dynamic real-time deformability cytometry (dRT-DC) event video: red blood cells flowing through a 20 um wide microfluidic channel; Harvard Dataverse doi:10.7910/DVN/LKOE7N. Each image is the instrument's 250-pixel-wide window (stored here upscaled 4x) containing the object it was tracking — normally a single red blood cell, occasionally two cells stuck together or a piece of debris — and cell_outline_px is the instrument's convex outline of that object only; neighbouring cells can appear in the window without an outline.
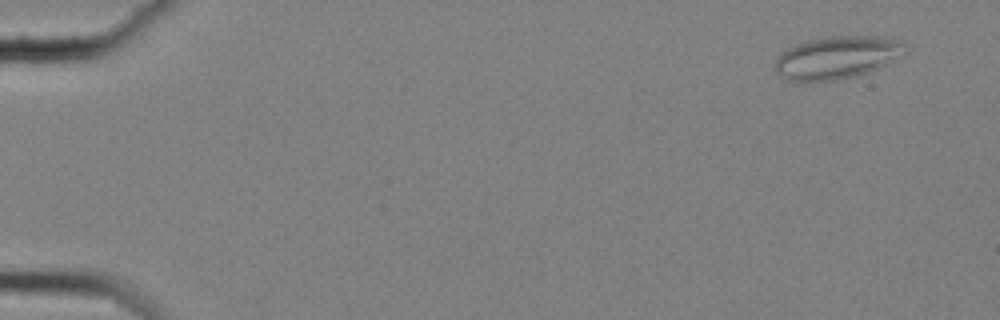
{"species": "common noctule bat (a hibernating species)", "species_latin": "Nyctalus noctula", "temperature_condition": "cold", "stored_images_in_passage": 59, "camera_frame_rate_fps": 3000, "um_per_image_px": 0.085, "animal": {"sex": "female", "body_mass_g": 25.1}, "frame": {"image": 1, "passage_image": 4, "time_ms": 1.0, "image_size_px": [1000, 320], "cell_outline_px": [[908, 52], [868, 72], [856, 76], [836, 80], [788, 80], [780, 76], [776, 72], [776, 60], [780, 52], [804, 40], [828, 36], [876, 36], [904, 40]], "centroid_in_image_um": [71.16, 4.85], "position_along_channel_um": 13.8, "area_um2": 32.31}}
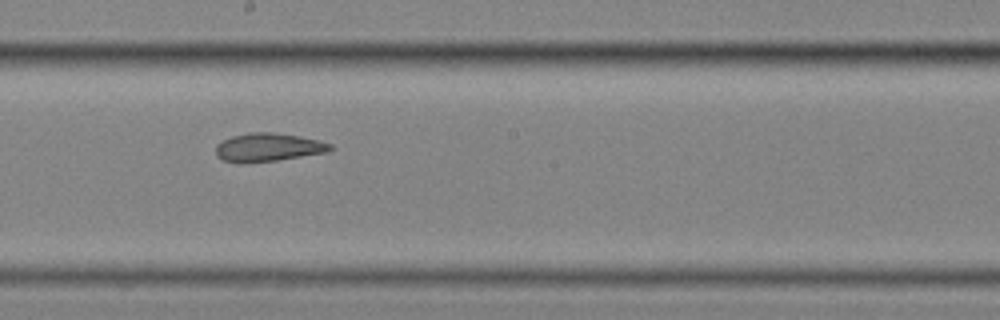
{"frame": {"image": 2, "passage_image": 34, "time_ms": 11.0, "image_size_px": [1000, 320], "cell_outline_px": [[332, 148], [328, 152], [276, 160], [244, 164], [224, 160], [216, 156], [216, 144], [232, 136], [248, 132], [272, 132], [300, 136], [320, 140], [332, 144]], "centroid_in_image_um": [22.79, 12.52], "position_along_channel_um": 225.4, "area_um2": 19.02}}
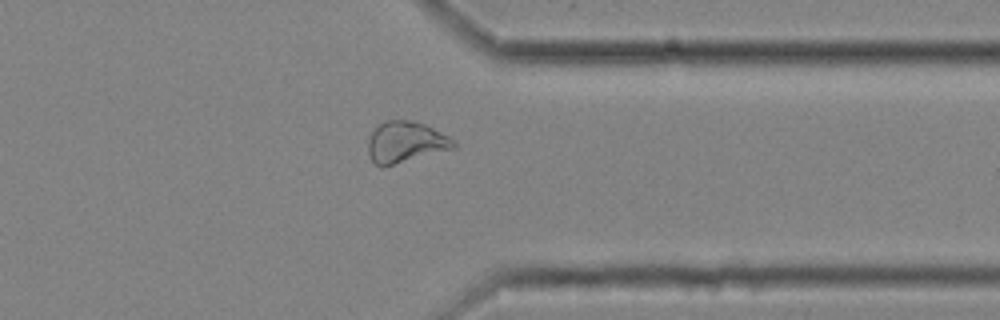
{"frame": {"image": 3, "passage_image": 47, "time_ms": 15.333, "image_size_px": [1000, 320], "cell_outline_px": [[456, 148], [392, 164], [376, 164], [372, 160], [368, 152], [368, 140], [372, 132], [384, 120], [412, 120], [424, 124], [448, 136], [456, 144]], "centroid_in_image_um": [34.48, 12.05], "position_along_channel_um": 376.9, "area_um2": 19.94}, "authors_computed_cell_mechanics": {"area_um2": 22.7732, "velocity_mm_per_s": 3.5245, "shape_relaxation_time_tau1_ms": null, "shape_relaxation_time_tau2_ms": 4.9219, "deformation_change_tau1": null, "deformation_change_tau2": 0.1169}}